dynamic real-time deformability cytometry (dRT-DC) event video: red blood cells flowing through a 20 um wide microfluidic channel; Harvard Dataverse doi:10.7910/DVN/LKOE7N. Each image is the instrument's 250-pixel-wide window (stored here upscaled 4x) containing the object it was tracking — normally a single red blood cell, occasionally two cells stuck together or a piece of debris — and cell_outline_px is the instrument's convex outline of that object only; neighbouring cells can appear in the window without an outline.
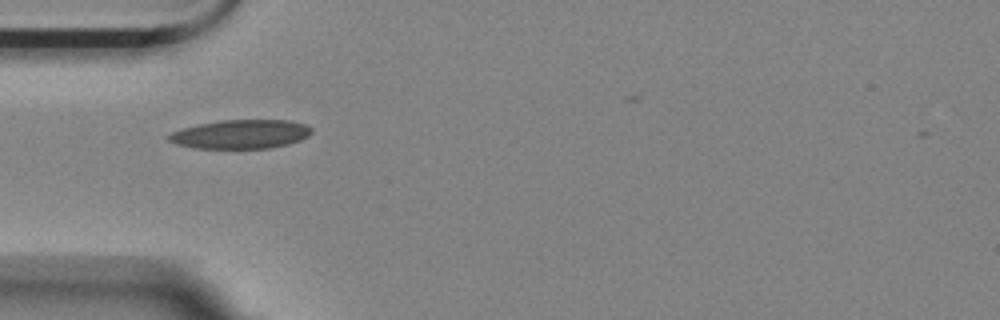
{"species": "Egyptian fruit bat (a non-hibernating species)", "species_latin": "Rousettus aegyptiacus", "temperature_condition": "room temperature", "stored_images_in_passage": 36, "camera_frame_rate_fps": 3000, "um_per_image_px": 0.085, "animal": {"sex": "female"}, "frame": {"image": 1, "passage_image": 2, "time_ms": 0.333, "image_size_px": [1000, 320], "cell_outline_px": [[312, 132], [308, 136], [300, 140], [288, 144], [272, 148], [192, 148], [176, 144], [168, 140], [164, 136], [172, 132], [196, 124], [220, 120], [288, 120], [308, 124], [312, 128]], "centroid_in_image_um": [20.46, 11.4], "position_along_channel_um": 64.5, "area_um2": 24.33}}
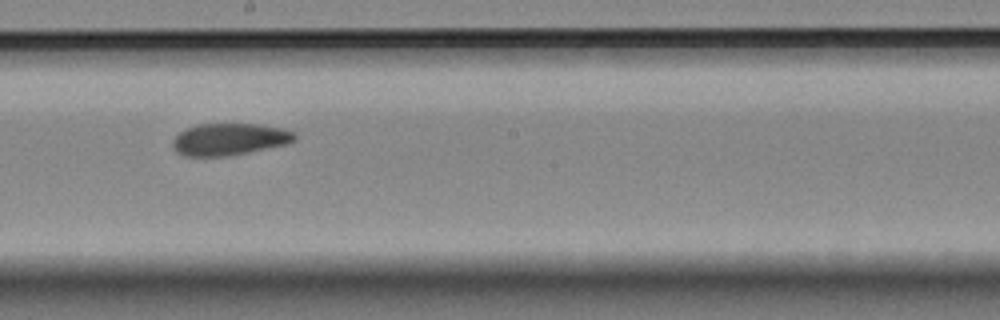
{"frame": {"image": 2, "passage_image": 16, "time_ms": 5.0, "image_size_px": [1000, 320], "cell_outline_px": [[296, 140], [288, 144], [228, 156], [184, 156], [176, 152], [172, 148], [172, 140], [180, 132], [188, 128], [200, 124], [260, 124], [284, 128], [296, 132]], "centroid_in_image_um": [19.53, 11.84], "position_along_channel_um": 228.7, "area_um2": 22.89}}
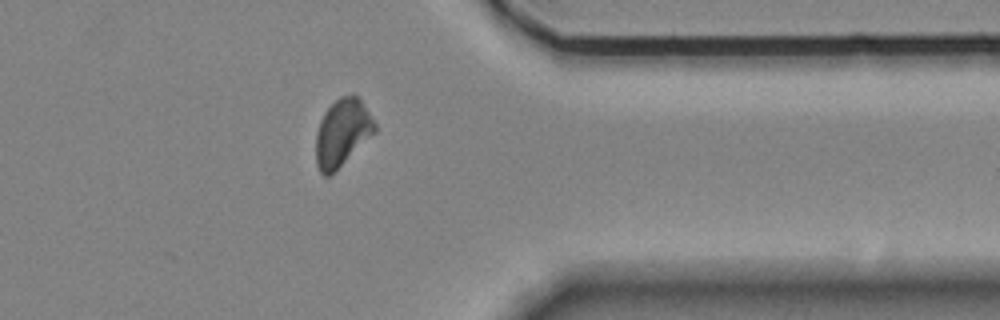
{"frame": {"image": 3, "passage_image": 30, "time_ms": 9.667, "image_size_px": [1000, 320], "cell_outline_px": [[376, 132], [328, 176], [324, 176], [320, 172], [316, 164], [316, 132], [320, 120], [324, 112], [340, 96], [352, 92], [360, 100], [376, 124]], "centroid_in_image_um": [29.08, 11.25], "position_along_channel_um": 382.3, "area_um2": 22.72}, "authors_computed_cell_mechanics": {"area_um2": 23.409, "velocity_mm_per_s": 3.5109, "shape_relaxation_time_tau1_ms": 6.7355, "shape_relaxation_time_tau2_ms": 4.4135, "deformation_change_tau1": 0.1474, "deformation_change_tau2": 0.1043}}